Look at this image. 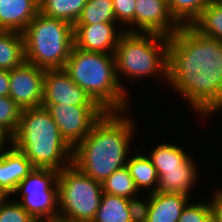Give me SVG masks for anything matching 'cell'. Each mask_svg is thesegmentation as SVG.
Instances as JSON below:
<instances>
[{
    "label": "cell",
    "instance_id": "obj_1",
    "mask_svg": "<svg viewBox=\"0 0 222 222\" xmlns=\"http://www.w3.org/2000/svg\"><path fill=\"white\" fill-rule=\"evenodd\" d=\"M202 117L222 110V41L181 26L168 41V79Z\"/></svg>",
    "mask_w": 222,
    "mask_h": 222
},
{
    "label": "cell",
    "instance_id": "obj_2",
    "mask_svg": "<svg viewBox=\"0 0 222 222\" xmlns=\"http://www.w3.org/2000/svg\"><path fill=\"white\" fill-rule=\"evenodd\" d=\"M124 113L105 112L73 148L72 164L97 182L127 164L135 123Z\"/></svg>",
    "mask_w": 222,
    "mask_h": 222
},
{
    "label": "cell",
    "instance_id": "obj_3",
    "mask_svg": "<svg viewBox=\"0 0 222 222\" xmlns=\"http://www.w3.org/2000/svg\"><path fill=\"white\" fill-rule=\"evenodd\" d=\"M10 143L30 160L34 168L60 171L72 163L73 148L42 106L21 110L18 128Z\"/></svg>",
    "mask_w": 222,
    "mask_h": 222
},
{
    "label": "cell",
    "instance_id": "obj_4",
    "mask_svg": "<svg viewBox=\"0 0 222 222\" xmlns=\"http://www.w3.org/2000/svg\"><path fill=\"white\" fill-rule=\"evenodd\" d=\"M64 70L106 112L128 110L126 90L118 81L113 54L88 52L73 45Z\"/></svg>",
    "mask_w": 222,
    "mask_h": 222
},
{
    "label": "cell",
    "instance_id": "obj_5",
    "mask_svg": "<svg viewBox=\"0 0 222 222\" xmlns=\"http://www.w3.org/2000/svg\"><path fill=\"white\" fill-rule=\"evenodd\" d=\"M168 41L169 37L157 33L124 31L113 54L117 78L123 89L121 74L133 80L153 74L168 79Z\"/></svg>",
    "mask_w": 222,
    "mask_h": 222
},
{
    "label": "cell",
    "instance_id": "obj_6",
    "mask_svg": "<svg viewBox=\"0 0 222 222\" xmlns=\"http://www.w3.org/2000/svg\"><path fill=\"white\" fill-rule=\"evenodd\" d=\"M26 62L43 69H64L74 45L73 25L40 12L22 32Z\"/></svg>",
    "mask_w": 222,
    "mask_h": 222
},
{
    "label": "cell",
    "instance_id": "obj_7",
    "mask_svg": "<svg viewBox=\"0 0 222 222\" xmlns=\"http://www.w3.org/2000/svg\"><path fill=\"white\" fill-rule=\"evenodd\" d=\"M58 217L72 222H93L103 193L102 183L74 164L59 171Z\"/></svg>",
    "mask_w": 222,
    "mask_h": 222
},
{
    "label": "cell",
    "instance_id": "obj_8",
    "mask_svg": "<svg viewBox=\"0 0 222 222\" xmlns=\"http://www.w3.org/2000/svg\"><path fill=\"white\" fill-rule=\"evenodd\" d=\"M59 170L34 168L17 186L22 200H16L38 222L58 217Z\"/></svg>",
    "mask_w": 222,
    "mask_h": 222
},
{
    "label": "cell",
    "instance_id": "obj_9",
    "mask_svg": "<svg viewBox=\"0 0 222 222\" xmlns=\"http://www.w3.org/2000/svg\"><path fill=\"white\" fill-rule=\"evenodd\" d=\"M59 127L61 136L74 148L106 112L99 105H42Z\"/></svg>",
    "mask_w": 222,
    "mask_h": 222
},
{
    "label": "cell",
    "instance_id": "obj_10",
    "mask_svg": "<svg viewBox=\"0 0 222 222\" xmlns=\"http://www.w3.org/2000/svg\"><path fill=\"white\" fill-rule=\"evenodd\" d=\"M45 69L25 62L9 71V97L22 109L42 106Z\"/></svg>",
    "mask_w": 222,
    "mask_h": 222
},
{
    "label": "cell",
    "instance_id": "obj_11",
    "mask_svg": "<svg viewBox=\"0 0 222 222\" xmlns=\"http://www.w3.org/2000/svg\"><path fill=\"white\" fill-rule=\"evenodd\" d=\"M180 27L170 12L168 0H136L134 29L124 28V31L157 33L171 37Z\"/></svg>",
    "mask_w": 222,
    "mask_h": 222
},
{
    "label": "cell",
    "instance_id": "obj_12",
    "mask_svg": "<svg viewBox=\"0 0 222 222\" xmlns=\"http://www.w3.org/2000/svg\"><path fill=\"white\" fill-rule=\"evenodd\" d=\"M98 105L64 69H46L42 105Z\"/></svg>",
    "mask_w": 222,
    "mask_h": 222
},
{
    "label": "cell",
    "instance_id": "obj_13",
    "mask_svg": "<svg viewBox=\"0 0 222 222\" xmlns=\"http://www.w3.org/2000/svg\"><path fill=\"white\" fill-rule=\"evenodd\" d=\"M115 23L75 24L73 26L74 46L88 52L114 54L119 39L124 33V30L117 31Z\"/></svg>",
    "mask_w": 222,
    "mask_h": 222
},
{
    "label": "cell",
    "instance_id": "obj_14",
    "mask_svg": "<svg viewBox=\"0 0 222 222\" xmlns=\"http://www.w3.org/2000/svg\"><path fill=\"white\" fill-rule=\"evenodd\" d=\"M10 148L0 153V191L8 197L14 196L18 184L34 169L22 152L12 145Z\"/></svg>",
    "mask_w": 222,
    "mask_h": 222
},
{
    "label": "cell",
    "instance_id": "obj_15",
    "mask_svg": "<svg viewBox=\"0 0 222 222\" xmlns=\"http://www.w3.org/2000/svg\"><path fill=\"white\" fill-rule=\"evenodd\" d=\"M39 13V0H3L0 2V30L22 33Z\"/></svg>",
    "mask_w": 222,
    "mask_h": 222
},
{
    "label": "cell",
    "instance_id": "obj_16",
    "mask_svg": "<svg viewBox=\"0 0 222 222\" xmlns=\"http://www.w3.org/2000/svg\"><path fill=\"white\" fill-rule=\"evenodd\" d=\"M188 202L189 196L184 194L150 193L147 222H177Z\"/></svg>",
    "mask_w": 222,
    "mask_h": 222
},
{
    "label": "cell",
    "instance_id": "obj_17",
    "mask_svg": "<svg viewBox=\"0 0 222 222\" xmlns=\"http://www.w3.org/2000/svg\"><path fill=\"white\" fill-rule=\"evenodd\" d=\"M190 158L181 168L163 169L158 176V192L184 194L189 196L194 187L198 171L195 161Z\"/></svg>",
    "mask_w": 222,
    "mask_h": 222
},
{
    "label": "cell",
    "instance_id": "obj_18",
    "mask_svg": "<svg viewBox=\"0 0 222 222\" xmlns=\"http://www.w3.org/2000/svg\"><path fill=\"white\" fill-rule=\"evenodd\" d=\"M26 62L24 39L20 32L0 30V70H12Z\"/></svg>",
    "mask_w": 222,
    "mask_h": 222
},
{
    "label": "cell",
    "instance_id": "obj_19",
    "mask_svg": "<svg viewBox=\"0 0 222 222\" xmlns=\"http://www.w3.org/2000/svg\"><path fill=\"white\" fill-rule=\"evenodd\" d=\"M127 168L134 180L136 188L139 192L145 189H151L150 193H154L158 188V175L150 158L146 155L136 154L128 156Z\"/></svg>",
    "mask_w": 222,
    "mask_h": 222
},
{
    "label": "cell",
    "instance_id": "obj_20",
    "mask_svg": "<svg viewBox=\"0 0 222 222\" xmlns=\"http://www.w3.org/2000/svg\"><path fill=\"white\" fill-rule=\"evenodd\" d=\"M88 0H39V12L75 25Z\"/></svg>",
    "mask_w": 222,
    "mask_h": 222
},
{
    "label": "cell",
    "instance_id": "obj_21",
    "mask_svg": "<svg viewBox=\"0 0 222 222\" xmlns=\"http://www.w3.org/2000/svg\"><path fill=\"white\" fill-rule=\"evenodd\" d=\"M149 158L159 176L163 169L181 168L192 156L187 155L178 145L163 143L150 151Z\"/></svg>",
    "mask_w": 222,
    "mask_h": 222
},
{
    "label": "cell",
    "instance_id": "obj_22",
    "mask_svg": "<svg viewBox=\"0 0 222 222\" xmlns=\"http://www.w3.org/2000/svg\"><path fill=\"white\" fill-rule=\"evenodd\" d=\"M93 222H131L128 198L102 193Z\"/></svg>",
    "mask_w": 222,
    "mask_h": 222
},
{
    "label": "cell",
    "instance_id": "obj_23",
    "mask_svg": "<svg viewBox=\"0 0 222 222\" xmlns=\"http://www.w3.org/2000/svg\"><path fill=\"white\" fill-rule=\"evenodd\" d=\"M191 26L205 37L222 41V7L212 0Z\"/></svg>",
    "mask_w": 222,
    "mask_h": 222
},
{
    "label": "cell",
    "instance_id": "obj_24",
    "mask_svg": "<svg viewBox=\"0 0 222 222\" xmlns=\"http://www.w3.org/2000/svg\"><path fill=\"white\" fill-rule=\"evenodd\" d=\"M103 193L132 198L138 195L133 178L127 166L115 170L107 179L102 182Z\"/></svg>",
    "mask_w": 222,
    "mask_h": 222
},
{
    "label": "cell",
    "instance_id": "obj_25",
    "mask_svg": "<svg viewBox=\"0 0 222 222\" xmlns=\"http://www.w3.org/2000/svg\"><path fill=\"white\" fill-rule=\"evenodd\" d=\"M212 0H168L173 18L181 26H191Z\"/></svg>",
    "mask_w": 222,
    "mask_h": 222
},
{
    "label": "cell",
    "instance_id": "obj_26",
    "mask_svg": "<svg viewBox=\"0 0 222 222\" xmlns=\"http://www.w3.org/2000/svg\"><path fill=\"white\" fill-rule=\"evenodd\" d=\"M113 0H88L75 24L115 22Z\"/></svg>",
    "mask_w": 222,
    "mask_h": 222
},
{
    "label": "cell",
    "instance_id": "obj_27",
    "mask_svg": "<svg viewBox=\"0 0 222 222\" xmlns=\"http://www.w3.org/2000/svg\"><path fill=\"white\" fill-rule=\"evenodd\" d=\"M20 115L21 108L9 96H0V130L9 139L17 131Z\"/></svg>",
    "mask_w": 222,
    "mask_h": 222
},
{
    "label": "cell",
    "instance_id": "obj_28",
    "mask_svg": "<svg viewBox=\"0 0 222 222\" xmlns=\"http://www.w3.org/2000/svg\"><path fill=\"white\" fill-rule=\"evenodd\" d=\"M177 222H212V200L205 203L188 202Z\"/></svg>",
    "mask_w": 222,
    "mask_h": 222
},
{
    "label": "cell",
    "instance_id": "obj_29",
    "mask_svg": "<svg viewBox=\"0 0 222 222\" xmlns=\"http://www.w3.org/2000/svg\"><path fill=\"white\" fill-rule=\"evenodd\" d=\"M8 196L0 203V222H38L17 201H6Z\"/></svg>",
    "mask_w": 222,
    "mask_h": 222
},
{
    "label": "cell",
    "instance_id": "obj_30",
    "mask_svg": "<svg viewBox=\"0 0 222 222\" xmlns=\"http://www.w3.org/2000/svg\"><path fill=\"white\" fill-rule=\"evenodd\" d=\"M136 0H113L116 22L123 25L134 26V12Z\"/></svg>",
    "mask_w": 222,
    "mask_h": 222
},
{
    "label": "cell",
    "instance_id": "obj_31",
    "mask_svg": "<svg viewBox=\"0 0 222 222\" xmlns=\"http://www.w3.org/2000/svg\"><path fill=\"white\" fill-rule=\"evenodd\" d=\"M148 200L142 201L136 196L128 199V210L131 222H147L150 207V192Z\"/></svg>",
    "mask_w": 222,
    "mask_h": 222
},
{
    "label": "cell",
    "instance_id": "obj_32",
    "mask_svg": "<svg viewBox=\"0 0 222 222\" xmlns=\"http://www.w3.org/2000/svg\"><path fill=\"white\" fill-rule=\"evenodd\" d=\"M212 195V222H222V190Z\"/></svg>",
    "mask_w": 222,
    "mask_h": 222
},
{
    "label": "cell",
    "instance_id": "obj_33",
    "mask_svg": "<svg viewBox=\"0 0 222 222\" xmlns=\"http://www.w3.org/2000/svg\"><path fill=\"white\" fill-rule=\"evenodd\" d=\"M10 79L8 70H0V96H9Z\"/></svg>",
    "mask_w": 222,
    "mask_h": 222
},
{
    "label": "cell",
    "instance_id": "obj_34",
    "mask_svg": "<svg viewBox=\"0 0 222 222\" xmlns=\"http://www.w3.org/2000/svg\"><path fill=\"white\" fill-rule=\"evenodd\" d=\"M8 138L9 137L3 131L0 130V153L2 152V150L5 149V144H7L6 142L10 141V139Z\"/></svg>",
    "mask_w": 222,
    "mask_h": 222
},
{
    "label": "cell",
    "instance_id": "obj_35",
    "mask_svg": "<svg viewBox=\"0 0 222 222\" xmlns=\"http://www.w3.org/2000/svg\"><path fill=\"white\" fill-rule=\"evenodd\" d=\"M42 222H72V221H68V220L57 217V218H52L50 220H45Z\"/></svg>",
    "mask_w": 222,
    "mask_h": 222
},
{
    "label": "cell",
    "instance_id": "obj_36",
    "mask_svg": "<svg viewBox=\"0 0 222 222\" xmlns=\"http://www.w3.org/2000/svg\"><path fill=\"white\" fill-rule=\"evenodd\" d=\"M7 197L3 192L0 191V203Z\"/></svg>",
    "mask_w": 222,
    "mask_h": 222
},
{
    "label": "cell",
    "instance_id": "obj_37",
    "mask_svg": "<svg viewBox=\"0 0 222 222\" xmlns=\"http://www.w3.org/2000/svg\"><path fill=\"white\" fill-rule=\"evenodd\" d=\"M213 1L222 7V0H213Z\"/></svg>",
    "mask_w": 222,
    "mask_h": 222
}]
</instances>
